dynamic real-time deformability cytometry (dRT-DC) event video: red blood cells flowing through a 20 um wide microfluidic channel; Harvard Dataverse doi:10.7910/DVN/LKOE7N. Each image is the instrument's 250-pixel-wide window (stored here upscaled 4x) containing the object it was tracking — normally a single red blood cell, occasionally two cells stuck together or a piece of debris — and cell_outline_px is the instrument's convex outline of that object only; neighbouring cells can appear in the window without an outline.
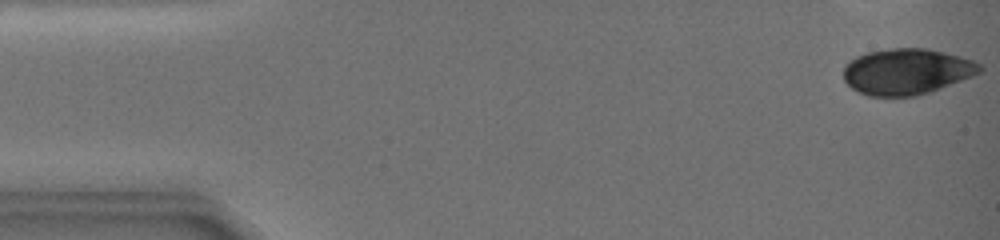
{"species": "common noctule bat (a hibernating species)", "species_latin": "Nyctalus noctula", "temperature_condition": "warm", "stored_images_in_passage": 47, "camera_frame_rate_fps": 3000, "um_per_image_px": 0.085, "animal": {"sex": "female", "body_mass_g": 19.0, "forearm_length_mm": 51.5}, "frame": {"image": 1, "passage_image": 1, "time_ms": 0.0, "image_size_px": [1000, 240], "cell_outline_px": [[984, 68], [980, 72], [972, 76], [932, 92], [916, 96], [868, 96], [852, 88], [844, 80], [844, 68], [856, 56], [868, 52], [892, 48], [928, 48], [960, 56], [972, 60], [980, 64]], "centroid_in_image_um": [77.1, 6.08], "position_along_channel_um": 7.9, "area_um2": 36.47}}